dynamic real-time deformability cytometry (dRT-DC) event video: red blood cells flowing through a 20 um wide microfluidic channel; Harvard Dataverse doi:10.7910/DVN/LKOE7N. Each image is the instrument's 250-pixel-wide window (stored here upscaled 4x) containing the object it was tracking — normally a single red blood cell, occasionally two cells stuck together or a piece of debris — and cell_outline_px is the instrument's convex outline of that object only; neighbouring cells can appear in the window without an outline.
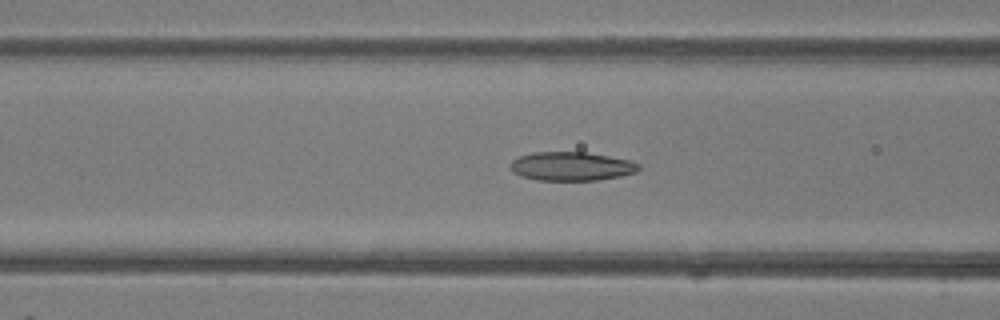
{"species": "common noctule bat (a hibernating species)", "species_latin": "Nyctalus noctula", "temperature_condition": "room temperature", "stored_images_in_passage": 48, "camera_frame_rate_fps": 3000, "um_per_image_px": 0.085, "animal": {"sex": "female"}, "frame": {"image": 1, "passage_image": 19, "time_ms": 6.0, "image_size_px": [1000, 320], "cell_outline_px": [[640, 168], [636, 172], [620, 176], [596, 180], [536, 180], [520, 176], [512, 172], [512, 160], [520, 156], [532, 152], [584, 152], [632, 160], [640, 164]], "centroid_in_image_um": [48.59, 14.13], "position_along_channel_um": 118.0, "area_um2": 21.5}}
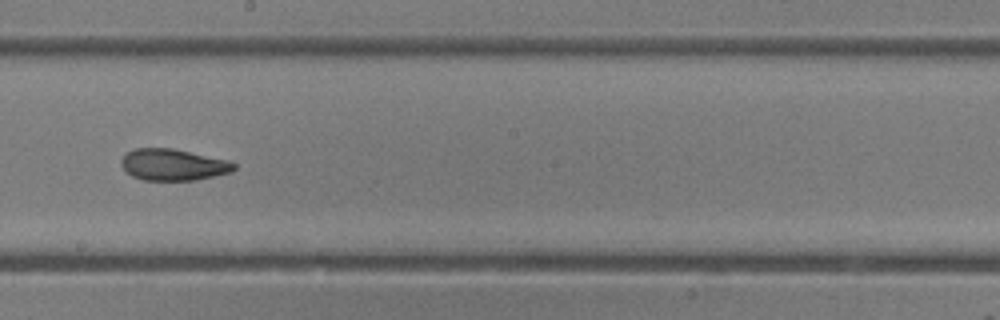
{"frame": {"image": 2, "passage_image": 27, "time_ms": 8.667, "image_size_px": [1000, 320], "cell_outline_px": [[236, 168], [232, 172], [196, 180], [144, 180], [132, 176], [120, 164], [120, 160], [128, 152], [136, 148], [172, 148], [228, 160], [236, 164]], "centroid_in_image_um": [14.74, 14.0], "position_along_channel_um": 233.5, "area_um2": 20.63}}
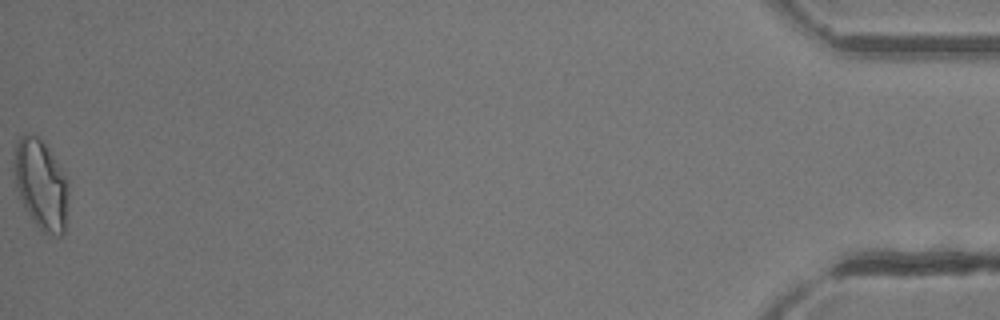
{"frame": {"image": 3, "passage_image": 48, "time_ms": 15.667, "image_size_px": [1000, 320], "cell_outline_px": [[68, 192], [64, 232], [60, 236], [56, 236], [44, 232], [36, 224], [24, 208], [16, 188], [12, 168], [12, 164], [16, 140], [24, 132], [40, 136], [68, 180]], "centroid_in_image_um": [3.44, 15.62], "position_along_channel_um": 431.8, "area_um2": 28.78}, "authors_computed_cell_mechanics": {"area_um2": 22.1663, "velocity_mm_per_s": 4.3324, "shape_relaxation_time_tau1_ms": null, "shape_relaxation_time_tau2_ms": 2.2595, "deformation_change_tau1": null, "deformation_change_tau2": 0.0942}}